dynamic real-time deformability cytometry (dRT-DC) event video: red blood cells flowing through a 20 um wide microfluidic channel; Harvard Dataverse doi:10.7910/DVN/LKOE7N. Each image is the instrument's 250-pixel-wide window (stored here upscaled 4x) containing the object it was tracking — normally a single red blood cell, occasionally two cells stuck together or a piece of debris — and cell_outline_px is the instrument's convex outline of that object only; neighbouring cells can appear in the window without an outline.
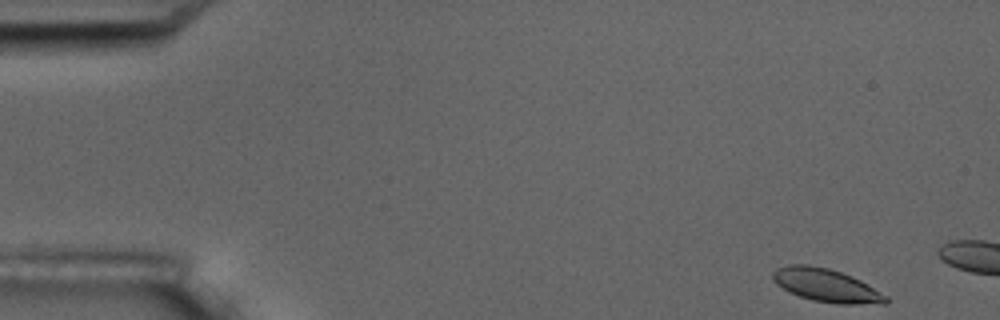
{"species": "common noctule bat (a hibernating species)", "species_latin": "Nyctalus noctula", "temperature_condition": "room temperature", "stored_images_in_passage": 3, "camera_frame_rate_fps": 3000, "um_per_image_px": 0.085, "animal": {"sex": "male", "body_mass_g": 17.5, "forearm_length_mm": 52.3}, "frame": {"image": 1, "passage_image": 1, "time_ms": 0.0, "image_size_px": [1000, 320], "cell_outline_px": [[888, 304], [836, 304], [812, 300], [788, 292], [776, 284], [772, 276], [772, 272], [776, 268], [788, 264], [808, 264], [828, 268], [852, 276], [860, 280], [888, 296]], "centroid_in_image_um": [70.23, 24.26], "position_along_channel_um": 14.8, "area_um2": 22.02}}